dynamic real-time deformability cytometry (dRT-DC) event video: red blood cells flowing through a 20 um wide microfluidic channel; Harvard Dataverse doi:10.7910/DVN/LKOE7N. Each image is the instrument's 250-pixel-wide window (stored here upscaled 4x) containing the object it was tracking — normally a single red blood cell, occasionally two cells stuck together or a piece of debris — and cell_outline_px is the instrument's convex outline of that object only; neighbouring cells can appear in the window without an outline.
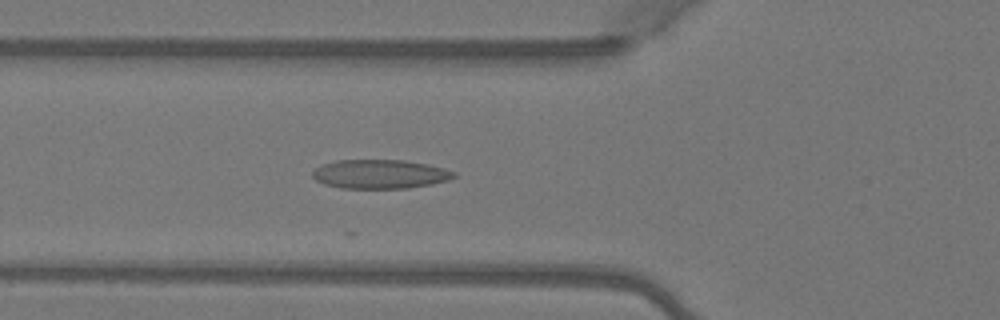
{"species": "Egyptian fruit bat (a non-hibernating species)", "species_latin": "Rousettus aegyptiacus", "temperature_condition": "warm", "stored_images_in_passage": 5, "camera_frame_rate_fps": 3000, "um_per_image_px": 0.085, "animal": {"sex": "female"}, "frame": {"image": 1, "passage_image": 5, "time_ms": 1.333, "image_size_px": [1000, 320], "cell_outline_px": [[456, 176], [448, 180], [432, 184], [408, 188], [340, 188], [324, 184], [316, 180], [312, 176], [312, 172], [320, 164], [336, 160], [404, 160], [428, 164], [444, 168], [456, 172]], "centroid_in_image_um": [32.29, 14.79], "position_along_channel_um": 93.5, "area_um2": 24.04}}